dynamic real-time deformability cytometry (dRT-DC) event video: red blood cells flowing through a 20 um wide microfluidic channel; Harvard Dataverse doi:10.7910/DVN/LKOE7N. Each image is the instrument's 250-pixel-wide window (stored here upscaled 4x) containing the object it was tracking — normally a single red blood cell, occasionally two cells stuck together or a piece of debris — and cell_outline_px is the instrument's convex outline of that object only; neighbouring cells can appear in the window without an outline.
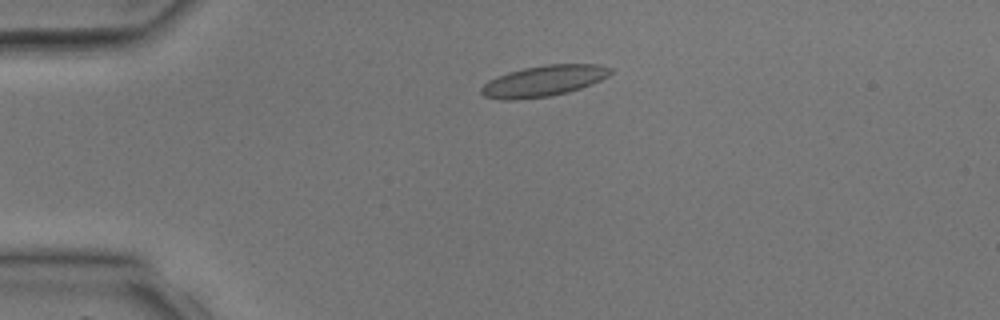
{"species": "common noctule bat (a hibernating species)", "species_latin": "Nyctalus noctula", "temperature_condition": "room temperature", "stored_images_in_passage": 2, "camera_frame_rate_fps": 3000, "um_per_image_px": 0.085, "animal": {"sex": "male", "body_mass_g": 17.9, "forearm_length_mm": 54.2}, "frame": {"image": 1, "passage_image": 1, "time_ms": 0.0, "image_size_px": [1000, 320], "cell_outline_px": [[612, 72], [608, 76], [600, 80], [580, 88], [568, 92], [552, 96], [516, 100], [508, 100], [484, 96], [480, 92], [480, 88], [488, 80], [496, 76], [508, 72], [524, 68], [548, 64], [596, 64], [612, 68]], "centroid_in_image_um": [46.19, 6.88], "position_along_channel_um": 38.8, "area_um2": 23.29}}
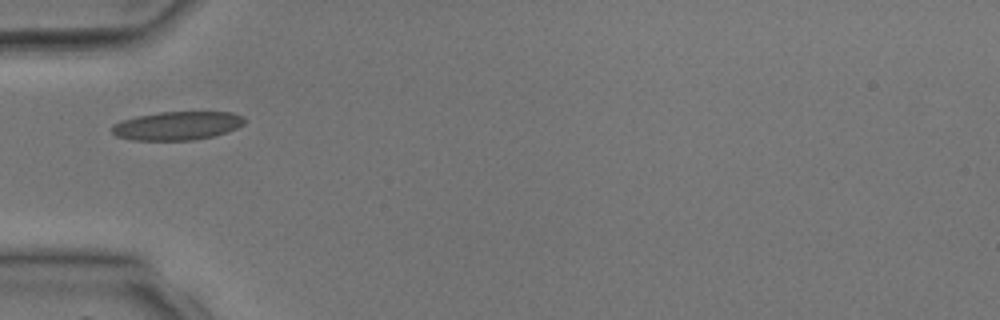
{"frame": {"image": 2, "passage_image": 2, "time_ms": 1.333, "image_size_px": [1000, 320], "cell_outline_px": [[248, 120], [244, 124], [236, 128], [212, 136], [192, 140], [132, 140], [116, 136], [112, 132], [112, 124], [120, 120], [136, 116], [160, 112], [232, 112], [244, 116]], "centroid_in_image_um": [15.05, 10.68], "position_along_channel_um": 69.9, "area_um2": 22.14}}